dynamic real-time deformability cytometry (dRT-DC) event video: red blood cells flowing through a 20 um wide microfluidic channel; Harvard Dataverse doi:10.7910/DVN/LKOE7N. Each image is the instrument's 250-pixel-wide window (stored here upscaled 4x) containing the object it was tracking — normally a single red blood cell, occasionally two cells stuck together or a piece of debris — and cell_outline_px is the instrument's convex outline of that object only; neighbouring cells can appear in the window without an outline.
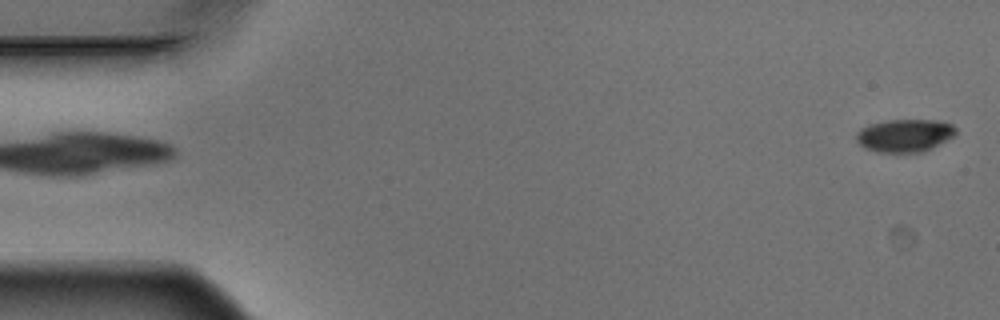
{"species": "Egyptian fruit bat (a non-hibernating species)", "species_latin": "Rousettus aegyptiacus", "temperature_condition": "warm", "stored_images_in_passage": 5, "segment_of_instrument_passage": [2, 2], "camera_frame_rate_fps": 3000, "um_per_image_px": 0.085, "animal": {"sex": "male"}, "frame": {"image": 1, "passage_image": 5, "time_ms": 1.333, "image_size_px": [1000, 320], "cell_outline_px": [[956, 132], [952, 136], [932, 148], [920, 152], [880, 152], [868, 148], [860, 144], [856, 140], [856, 132], [860, 128], [872, 124], [888, 120], [936, 120], [952, 124], [956, 128]], "centroid_in_image_um": [76.9, 11.5], "position_along_channel_um": 8.1, "area_um2": 18.73}}